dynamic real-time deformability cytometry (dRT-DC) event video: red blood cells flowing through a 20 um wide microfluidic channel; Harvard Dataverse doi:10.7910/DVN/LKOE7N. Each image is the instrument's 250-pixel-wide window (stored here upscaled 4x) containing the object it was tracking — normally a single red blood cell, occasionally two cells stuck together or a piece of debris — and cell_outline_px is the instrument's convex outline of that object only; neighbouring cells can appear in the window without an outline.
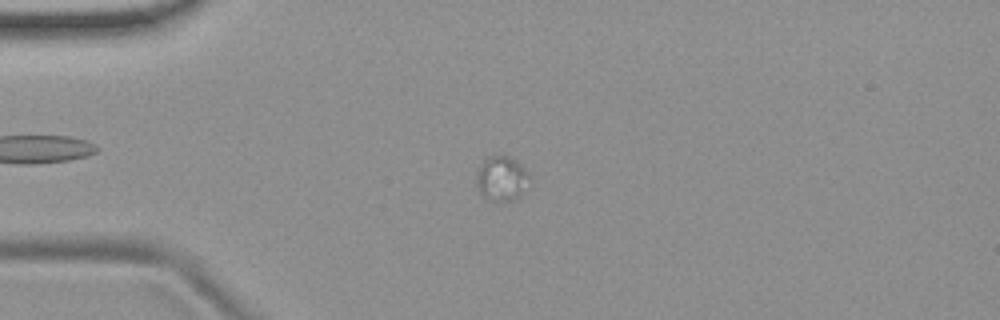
{"species": "common noctule bat (a hibernating species)", "species_latin": "Nyctalus noctula", "temperature_condition": "room temperature", "stored_images_in_passage": 26, "camera_frame_rate_fps": 3000, "um_per_image_px": 0.085, "animal": {"sex": "female", "body_mass_g": 19.9}, "frame": {"image": 1, "passage_image": 16, "time_ms": 5.0, "image_size_px": [1000, 320], "cell_outline_px": [[532, 184], [516, 200], [504, 204], [500, 204], [488, 200], [476, 192], [476, 172], [484, 160], [488, 156], [500, 152], [508, 156], [520, 164], [532, 176]], "centroid_in_image_um": [42.66, 15.23], "position_along_channel_um": 42.3, "area_um2": 15.09}}
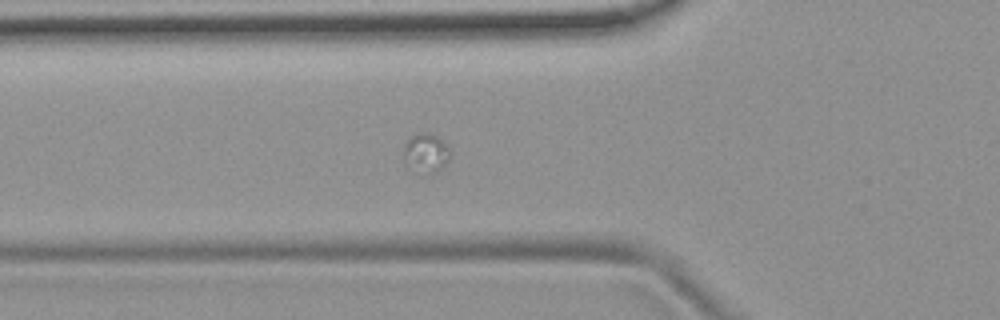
{"frame": {"image": 2, "passage_image": 22, "time_ms": 7.0, "image_size_px": [1000, 320], "cell_outline_px": [[448, 160], [432, 176], [420, 176], [404, 168], [404, 144], [408, 136], [420, 132], [428, 132], [444, 140], [448, 144]], "centroid_in_image_um": [36.12, 13.07], "position_along_channel_um": 89.7, "area_um2": 11.44}}